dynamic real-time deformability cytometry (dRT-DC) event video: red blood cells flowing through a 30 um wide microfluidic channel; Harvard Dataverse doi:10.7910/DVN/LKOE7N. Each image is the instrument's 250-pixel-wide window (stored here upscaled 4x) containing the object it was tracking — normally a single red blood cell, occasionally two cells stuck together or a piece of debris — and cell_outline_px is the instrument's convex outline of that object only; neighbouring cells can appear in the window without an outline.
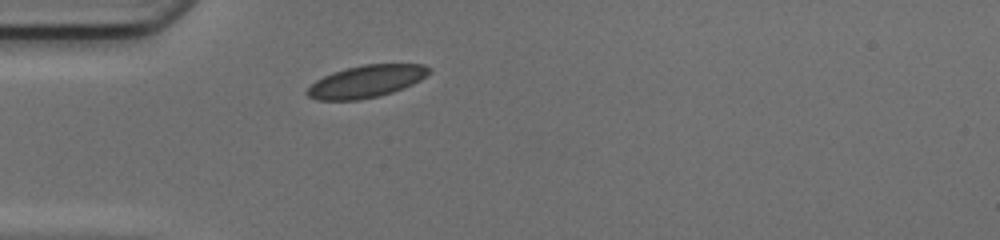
{"species": "common noctule bat (a hibernating species)", "species_latin": "Nyctalus noctula", "temperature_condition": "cold", "stored_images_in_passage": 17, "camera_frame_rate_fps": 3000, "um_per_image_px": 0.085, "animal": {"sex": "female", "body_mass_g": 17.0, "forearm_length_mm": 48.0}, "frame": {"image": 1, "passage_image": 1, "time_ms": 0.0, "image_size_px": [1000, 240], "cell_outline_px": [[432, 68], [420, 80], [404, 88], [380, 96], [360, 100], [316, 100], [308, 96], [304, 92], [316, 80], [332, 72], [364, 64], [424, 64]], "centroid_in_image_um": [31.12, 6.93], "position_along_channel_um": 53.9, "area_um2": 22.89}}
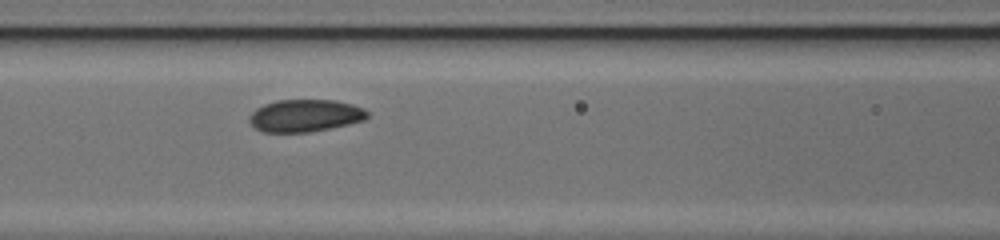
{"frame": {"image": 2, "passage_image": 8, "time_ms": 2.333, "image_size_px": [1000, 240], "cell_outline_px": [[368, 116], [364, 120], [348, 124], [308, 132], [264, 132], [256, 128], [248, 120], [252, 112], [256, 108], [264, 104], [276, 100], [336, 100], [352, 104], [364, 108], [368, 112]], "centroid_in_image_um": [25.93, 9.82], "position_along_channel_um": 140.7, "area_um2": 22.14}}
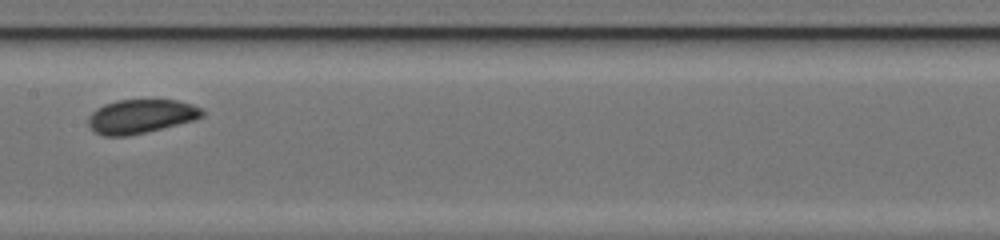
{"frame": {"image": 3, "passage_image": 12, "time_ms": 3.667, "image_size_px": [1000, 240], "cell_outline_px": [[204, 116], [196, 120], [144, 132], [124, 136], [104, 136], [96, 132], [88, 124], [88, 116], [96, 108], [104, 104], [116, 100], [176, 100], [192, 104], [200, 108], [204, 112]], "centroid_in_image_um": [11.97, 9.88], "position_along_channel_um": 195.4, "area_um2": 22.43}}